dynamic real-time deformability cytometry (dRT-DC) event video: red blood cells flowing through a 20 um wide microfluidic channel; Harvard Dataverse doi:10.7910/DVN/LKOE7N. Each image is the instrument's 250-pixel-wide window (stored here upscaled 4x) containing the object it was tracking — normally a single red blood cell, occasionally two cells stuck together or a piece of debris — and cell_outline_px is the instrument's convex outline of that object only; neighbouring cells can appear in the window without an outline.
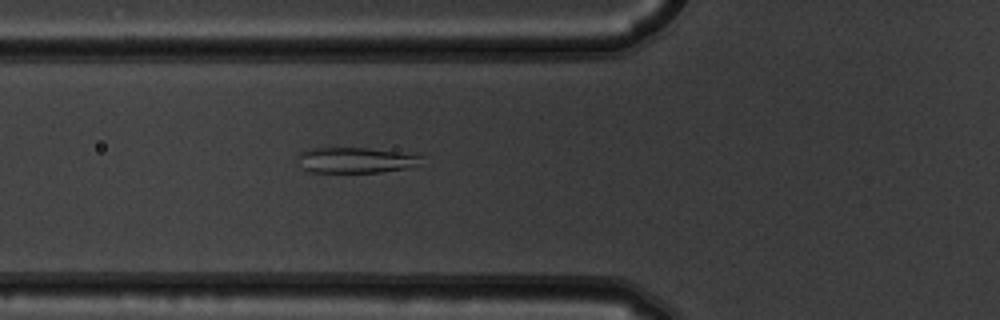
{"species": "common noctule bat (a hibernating species)", "species_latin": "Nyctalus noctula", "temperature_condition": "warm", "stored_images_in_passage": 6, "camera_frame_rate_fps": 3000, "um_per_image_px": 0.085, "animal": {"sex": "male", "body_mass_g": 19.5, "forearm_length_mm": 54.6}, "frame": {"image": 1, "passage_image": 6, "time_ms": 1.667, "image_size_px": [1000, 320], "cell_outline_px": [[424, 156], [404, 168], [380, 172], [308, 172], [304, 168], [300, 156], [300, 152], [308, 148], [368, 148], [424, 152]], "centroid_in_image_um": [30.32, 13.57], "position_along_channel_um": 95.5, "area_um2": 18.44}}